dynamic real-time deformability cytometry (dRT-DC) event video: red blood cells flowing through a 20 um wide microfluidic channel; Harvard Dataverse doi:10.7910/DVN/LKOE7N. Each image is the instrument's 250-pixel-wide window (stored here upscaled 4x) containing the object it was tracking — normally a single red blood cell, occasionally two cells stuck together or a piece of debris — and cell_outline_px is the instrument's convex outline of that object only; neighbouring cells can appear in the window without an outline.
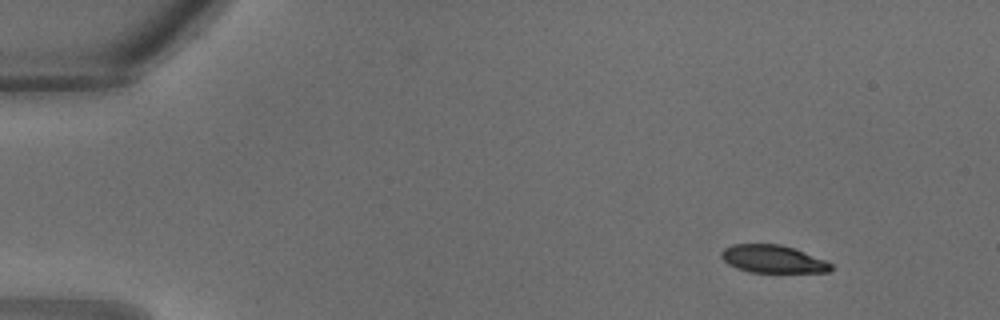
{"species": "common noctule bat (a hibernating species)", "species_latin": "Nyctalus noctula", "temperature_condition": "warm", "stored_images_in_passage": 30, "camera_frame_rate_fps": 3000, "um_per_image_px": 0.085, "animal": {"sex": "male", "body_mass_g": 18.8}, "frame": {"image": 1, "passage_image": 1, "time_ms": 0.0, "image_size_px": [1000, 320], "cell_outline_px": [[832, 268], [828, 272], [748, 272], [736, 268], [728, 264], [720, 256], [720, 252], [724, 248], [732, 244], [780, 244], [796, 248], [824, 260], [832, 264]], "centroid_in_image_um": [65.66, 22.01], "position_along_channel_um": 19.3, "area_um2": 17.8}}
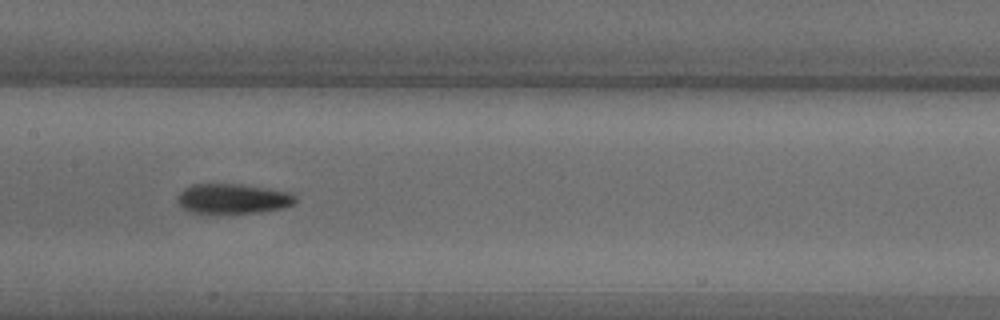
{"frame": {"image": 2, "passage_image": 14, "time_ms": 4.333, "image_size_px": [1000, 320], "cell_outline_px": [[296, 200], [292, 204], [284, 208], [264, 212], [192, 212], [184, 208], [176, 200], [176, 196], [184, 188], [192, 184], [240, 184], [268, 188], [292, 192], [296, 196]], "centroid_in_image_um": [19.83, 16.87], "position_along_channel_um": 187.6, "area_um2": 20.46}}
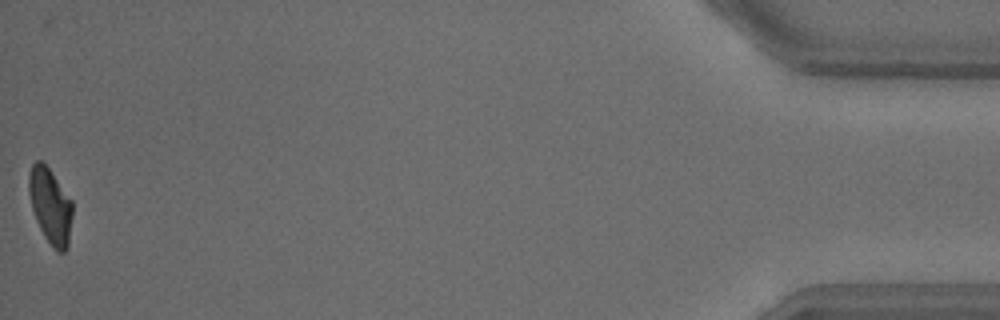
{"frame": {"image": 3, "passage_image": 30, "time_ms": 9.667, "image_size_px": [1000, 320], "cell_outline_px": [[72, 216], [68, 248], [64, 252], [56, 252], [52, 248], [44, 236], [36, 220], [32, 208], [28, 192], [28, 172], [32, 164], [36, 160], [40, 160], [48, 168], [72, 200]], "centroid_in_image_um": [4.27, 17.52], "position_along_channel_um": 430.9, "area_um2": 19.31}}